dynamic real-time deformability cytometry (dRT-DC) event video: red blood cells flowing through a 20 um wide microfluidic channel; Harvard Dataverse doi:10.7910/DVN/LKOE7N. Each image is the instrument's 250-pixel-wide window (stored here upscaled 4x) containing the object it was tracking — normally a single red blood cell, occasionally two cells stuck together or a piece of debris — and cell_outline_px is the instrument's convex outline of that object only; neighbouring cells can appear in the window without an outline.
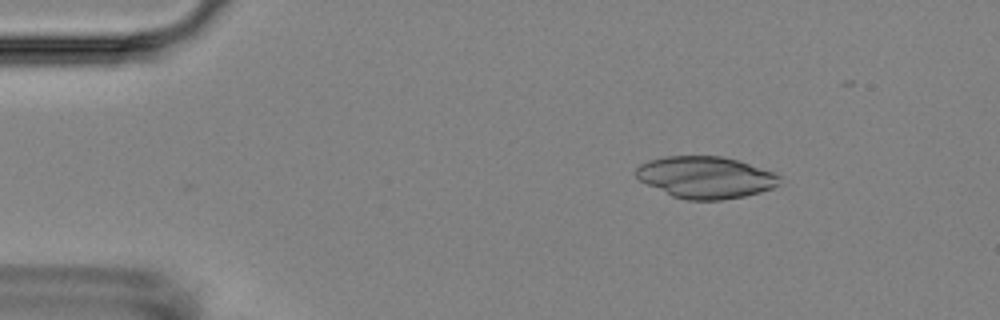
{"species": "Egyptian fruit bat (a non-hibernating species)", "species_latin": "Rousettus aegyptiacus", "temperature_condition": "room temperature", "stored_images_in_passage": 6, "camera_frame_rate_fps": 3000, "um_per_image_px": 0.085, "animal": {"sex": "female"}, "frame": {"image": 1, "passage_image": 3, "time_ms": 2.333, "image_size_px": [1000, 320], "cell_outline_px": [[780, 184], [772, 188], [760, 192], [744, 196], [720, 200], [688, 200], [672, 196], [640, 180], [636, 176], [636, 168], [640, 164], [648, 160], [668, 156], [720, 156], [736, 160], [772, 172], [780, 176]], "centroid_in_image_um": [59.96, 15.08], "position_along_channel_um": 25.0, "area_um2": 34.62}}